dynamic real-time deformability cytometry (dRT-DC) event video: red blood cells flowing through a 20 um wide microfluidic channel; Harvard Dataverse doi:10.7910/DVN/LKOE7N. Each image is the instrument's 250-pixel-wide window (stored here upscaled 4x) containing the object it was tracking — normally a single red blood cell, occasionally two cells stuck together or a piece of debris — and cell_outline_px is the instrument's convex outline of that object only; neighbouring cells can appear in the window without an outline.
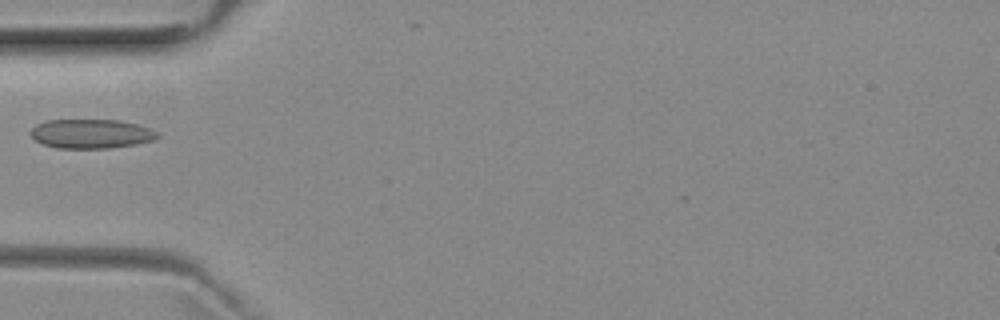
{"species": "common noctule bat (a hibernating species)", "species_latin": "Nyctalus noctula", "temperature_condition": "room temperature", "stored_images_in_passage": 3, "camera_frame_rate_fps": 3000, "um_per_image_px": 0.085, "animal": {"sex": "female", "body_mass_g": 29.2, "forearm_length_mm": 56.3}, "frame": {"image": 1, "passage_image": 3, "time_ms": 2.333, "image_size_px": [1000, 320], "cell_outline_px": [[160, 136], [156, 140], [136, 144], [108, 148], [56, 148], [44, 144], [36, 140], [28, 132], [36, 124], [48, 120], [120, 120], [152, 128], [160, 132]], "centroid_in_image_um": [7.8, 11.37], "position_along_channel_um": 77.2, "area_um2": 21.79}}